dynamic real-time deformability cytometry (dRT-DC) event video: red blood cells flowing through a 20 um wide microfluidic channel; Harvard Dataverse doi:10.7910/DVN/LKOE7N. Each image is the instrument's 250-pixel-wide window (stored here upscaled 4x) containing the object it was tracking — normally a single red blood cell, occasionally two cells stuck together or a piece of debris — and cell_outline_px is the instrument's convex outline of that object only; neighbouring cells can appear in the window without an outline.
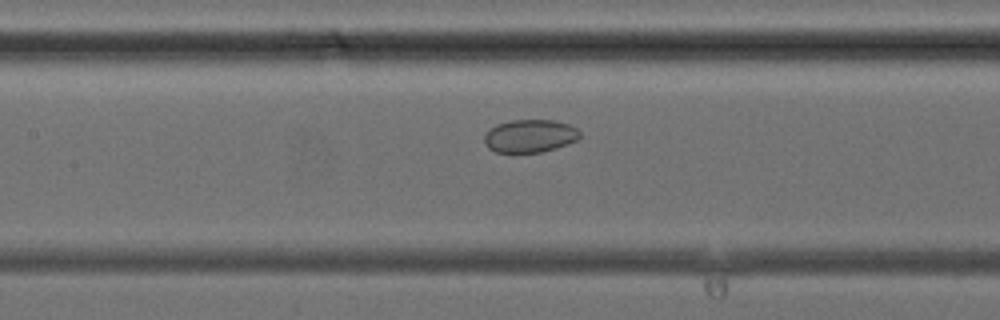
{"species": "common noctule bat (a hibernating species)", "species_latin": "Nyctalus noctula", "temperature_condition": "cold", "stored_images_in_passage": 42, "camera_frame_rate_fps": 3000, "um_per_image_px": 0.085, "animal": {"sex": "female", "body_mass_g": 24.6, "forearm_length_mm": 56.2}, "frame": {"image": 1, "passage_image": 20, "time_ms": 6.333, "image_size_px": [1000, 320], "cell_outline_px": [[580, 136], [576, 140], [568, 144], [556, 148], [540, 152], [496, 152], [488, 148], [484, 144], [484, 136], [496, 124], [512, 120], [552, 120], [568, 124], [576, 128], [580, 132]], "centroid_in_image_um": [45.04, 11.56], "position_along_channel_um": 162.4, "area_um2": 18.21}}
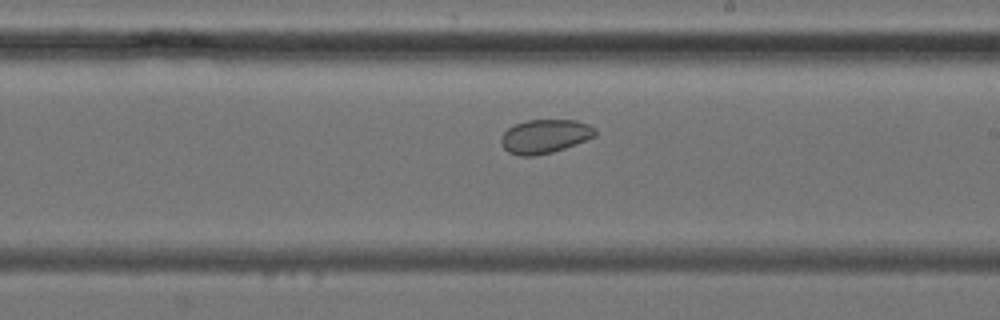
{"frame": {"image": 2, "passage_image": 25, "time_ms": 8.0, "image_size_px": [1000, 320], "cell_outline_px": [[596, 136], [564, 148], [552, 152], [536, 156], [520, 156], [508, 152], [504, 148], [500, 140], [500, 136], [508, 128], [516, 124], [528, 120], [576, 120], [588, 124], [596, 128]], "centroid_in_image_um": [46.31, 11.59], "position_along_channel_um": 242.7, "area_um2": 18.55}}
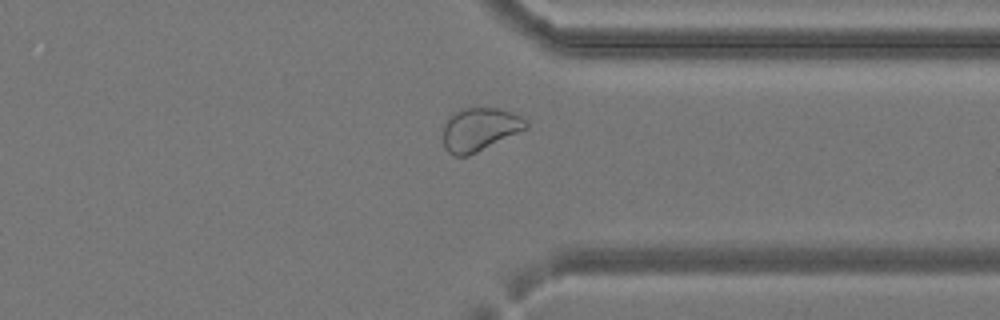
{"frame": {"image": 3, "passage_image": 33, "time_ms": 10.667, "image_size_px": [1000, 320], "cell_outline_px": [[528, 128], [468, 156], [452, 156], [444, 148], [444, 124], [448, 116], [464, 108], [500, 108], [512, 112], [528, 120]], "centroid_in_image_um": [40.77, 10.99], "position_along_channel_um": 370.6, "area_um2": 20.92}}